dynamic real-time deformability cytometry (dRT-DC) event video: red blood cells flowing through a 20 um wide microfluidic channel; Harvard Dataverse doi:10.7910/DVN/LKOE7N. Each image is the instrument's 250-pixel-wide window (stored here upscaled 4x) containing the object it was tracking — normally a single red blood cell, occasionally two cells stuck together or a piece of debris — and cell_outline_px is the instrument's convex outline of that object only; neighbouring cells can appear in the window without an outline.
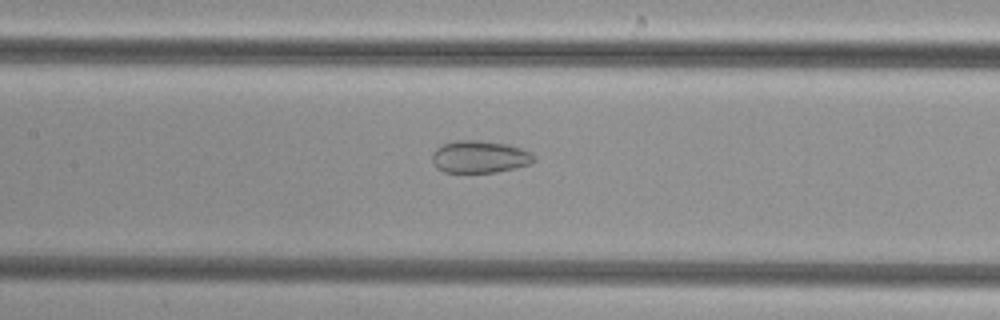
{"species": "common noctule bat (a hibernating species)", "species_latin": "Nyctalus noctula", "temperature_condition": "cold", "stored_images_in_passage": 46, "camera_frame_rate_fps": 3000, "um_per_image_px": 0.085, "animal": {"sex": "female", "body_mass_g": 29.2, "forearm_length_mm": 56.3}, "frame": {"image": 1, "passage_image": 18, "time_ms": 5.667, "image_size_px": [1000, 320], "cell_outline_px": [[536, 160], [528, 164], [516, 168], [496, 172], [444, 172], [436, 168], [432, 160], [432, 152], [436, 148], [444, 144], [456, 140], [480, 140], [508, 144], [532, 152], [536, 156]], "centroid_in_image_um": [40.78, 13.32], "position_along_channel_um": 166.6, "area_um2": 19.31}}
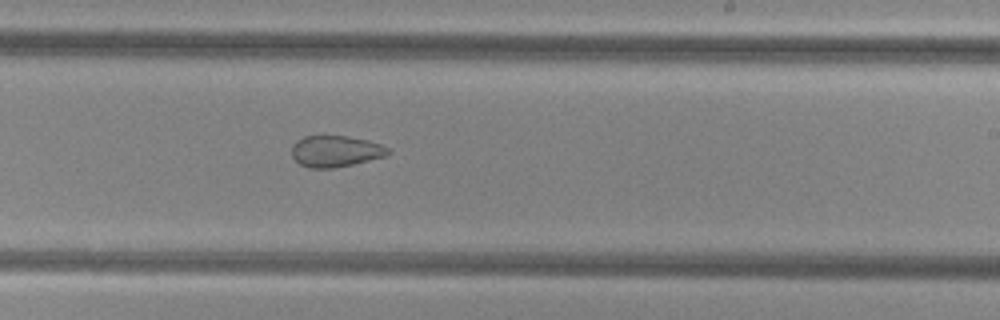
{"frame": {"image": 2, "passage_image": 25, "time_ms": 8.0, "image_size_px": [1000, 320], "cell_outline_px": [[392, 152], [384, 156], [352, 164], [332, 168], [308, 168], [300, 164], [292, 156], [292, 148], [296, 140], [304, 136], [348, 136], [368, 140], [380, 144], [388, 148]], "centroid_in_image_um": [28.51, 12.85], "position_along_channel_um": 260.5, "area_um2": 17.46}}
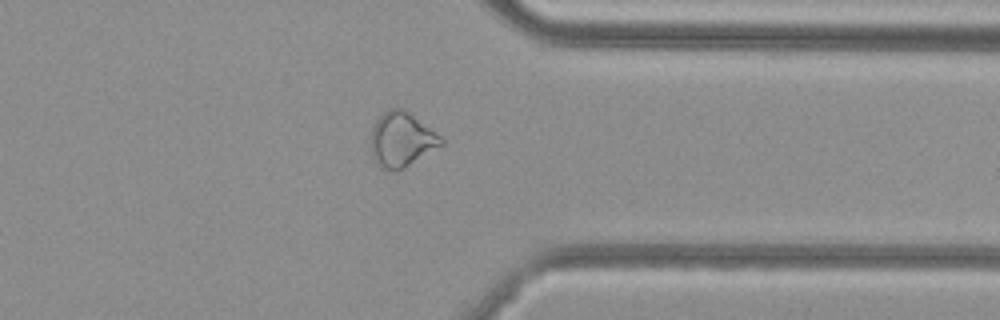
{"frame": {"image": 3, "passage_image": 34, "time_ms": 11.0, "image_size_px": [1000, 320], "cell_outline_px": [[444, 144], [404, 168], [380, 168], [372, 152], [372, 128], [376, 120], [384, 112], [392, 108], [404, 108], [440, 136], [444, 140]], "centroid_in_image_um": [34.16, 11.83], "position_along_channel_um": 377.2, "area_um2": 21.73}}